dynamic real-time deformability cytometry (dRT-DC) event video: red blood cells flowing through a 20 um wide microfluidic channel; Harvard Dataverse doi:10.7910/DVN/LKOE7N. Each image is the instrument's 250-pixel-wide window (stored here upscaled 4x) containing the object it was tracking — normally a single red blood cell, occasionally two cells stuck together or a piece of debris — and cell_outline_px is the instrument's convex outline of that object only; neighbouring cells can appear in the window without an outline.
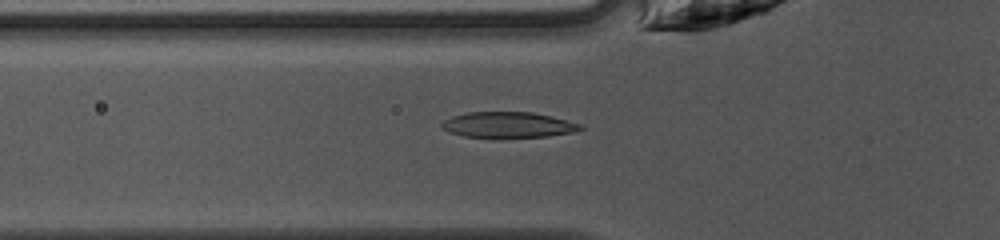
{"species": "common noctule bat (a hibernating species)", "species_latin": "Nyctalus noctula", "temperature_condition": "warm", "stored_images_in_passage": 48, "camera_frame_rate_fps": 3000, "um_per_image_px": 0.085, "animal": {"sex": "female", "body_mass_g": 10.0, "forearm_length_mm": 53.1}, "frame": {"image": 1, "passage_image": 17, "time_ms": 5.333, "image_size_px": [1000, 240], "cell_outline_px": [[584, 128], [576, 132], [548, 136], [500, 140], [464, 136], [448, 132], [440, 128], [440, 124], [444, 120], [452, 116], [468, 112], [532, 112], [552, 116], [584, 124]], "centroid_in_image_um": [43.2, 10.65], "position_along_channel_um": 82.6, "area_um2": 21.85}}
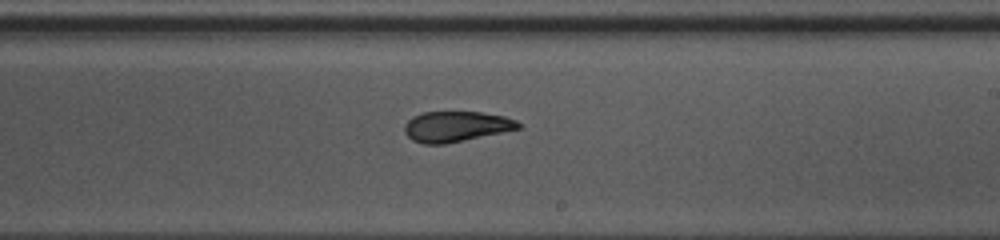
{"frame": {"image": 2, "passage_image": 29, "time_ms": 9.333, "image_size_px": [1000, 240], "cell_outline_px": [[524, 124], [520, 128], [444, 144], [424, 144], [412, 140], [404, 132], [404, 124], [412, 116], [424, 112], [480, 112], [504, 116], [516, 120]], "centroid_in_image_um": [38.75, 10.74], "position_along_channel_um": 250.3, "area_um2": 20.11}}
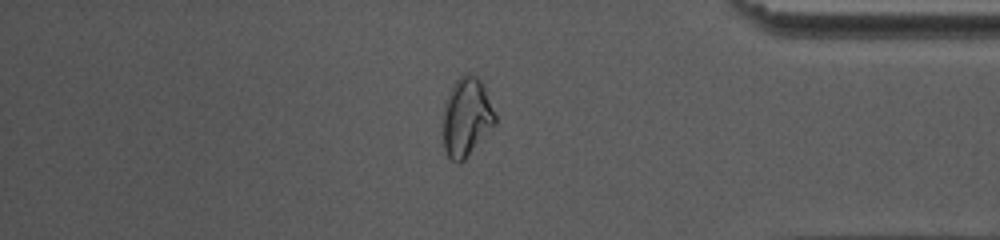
{"frame": {"image": 3, "passage_image": 41, "time_ms": 13.333, "image_size_px": [1000, 240], "cell_outline_px": [[496, 124], [464, 160], [452, 160], [448, 156], [444, 148], [444, 104], [452, 84], [464, 72], [468, 72], [476, 76], [480, 80], [484, 88], [496, 116]], "centroid_in_image_um": [39.66, 9.91], "position_along_channel_um": 395.5, "area_um2": 23.58}, "authors_computed_cell_mechanics": {"area_um2": 21.2704, "velocity_mm_per_s": 4.1583, "shape_relaxation_time_tau1_ms": 3.2935, "shape_relaxation_time_tau2_ms": 1.6419, "deformation_change_tau1": 0.1533, "deformation_change_tau2": 0.0904}}